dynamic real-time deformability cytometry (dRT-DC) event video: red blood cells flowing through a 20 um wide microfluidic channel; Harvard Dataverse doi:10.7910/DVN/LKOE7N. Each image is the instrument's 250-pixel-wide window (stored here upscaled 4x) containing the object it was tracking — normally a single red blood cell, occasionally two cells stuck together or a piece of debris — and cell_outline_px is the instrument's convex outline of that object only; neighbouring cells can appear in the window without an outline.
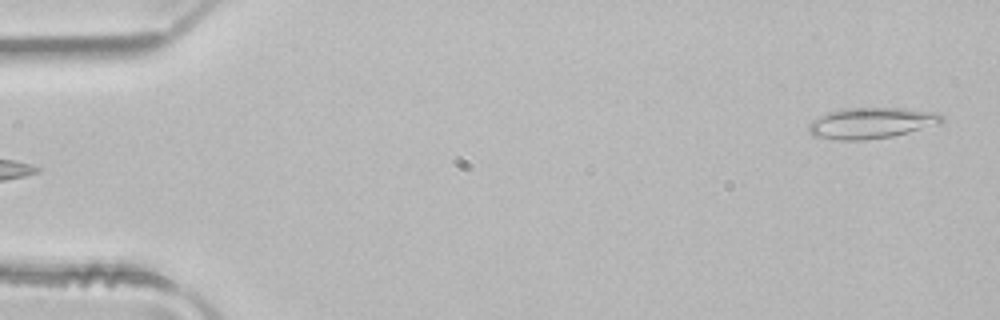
{"species": "common noctule bat (a hibernating species)", "species_latin": "Nyctalus noctula", "temperature_condition": "room temperature", "stored_images_in_passage": 3, "camera_frame_rate_fps": 3000, "um_per_image_px": 0.085, "animal": {"sex": "male", "body_mass_g": 21.5, "forearm_length_mm": 52.0}, "frame": {"image": 1, "passage_image": 3, "time_ms": 0.667, "image_size_px": [1000, 320], "cell_outline_px": [[944, 120], [940, 124], [892, 136], [864, 140], [836, 140], [812, 136], [808, 132], [808, 124], [812, 120], [824, 112], [840, 108], [904, 108], [940, 112], [944, 116]], "centroid_in_image_um": [74.04, 10.44], "position_along_channel_um": 11.0, "area_um2": 24.51}}